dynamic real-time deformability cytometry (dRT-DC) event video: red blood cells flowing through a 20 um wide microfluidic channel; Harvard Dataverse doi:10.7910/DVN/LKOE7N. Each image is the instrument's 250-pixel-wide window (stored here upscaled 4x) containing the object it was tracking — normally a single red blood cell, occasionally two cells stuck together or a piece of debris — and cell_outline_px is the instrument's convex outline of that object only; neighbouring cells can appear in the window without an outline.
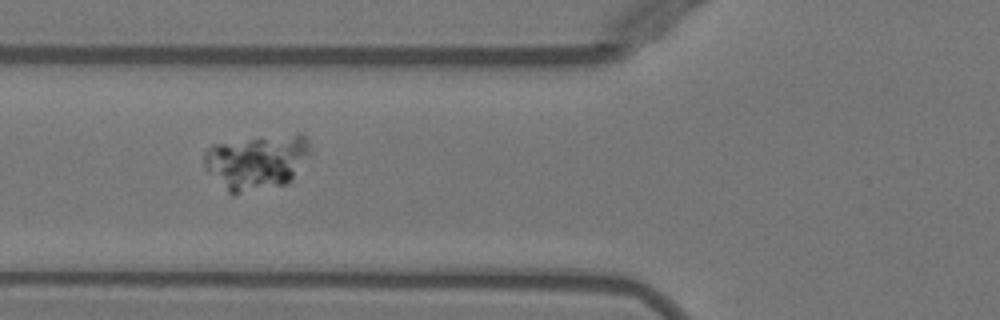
{"species": "Egyptian fruit bat (a non-hibernating species)", "species_latin": "Rousettus aegyptiacus", "temperature_condition": "warm", "stored_images_in_passage": 38, "camera_frame_rate_fps": 3000, "um_per_image_px": 0.085, "animal": {"sex": "female"}, "frame": {"image": 1, "passage_image": 6, "time_ms": 1.667, "image_size_px": [1000, 320], "cell_outline_px": [[308, 152], [288, 184], [232, 196], [204, 168], [204, 152], [212, 144], [296, 132], [300, 132], [308, 140]], "centroid_in_image_um": [21.77, 13.77], "position_along_channel_um": 104.0, "area_um2": 33.99}}
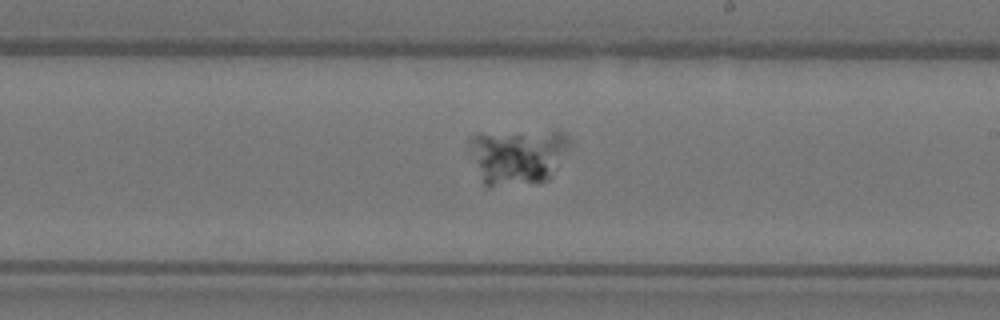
{"frame": {"image": 2, "passage_image": 17, "time_ms": 5.333, "image_size_px": [1000, 320], "cell_outline_px": [[568, 144], [548, 180], [536, 184], [488, 188], [484, 184], [468, 144], [468, 140], [476, 132], [564, 132], [568, 136]], "centroid_in_image_um": [43.92, 13.31], "position_along_channel_um": 245.1, "area_um2": 32.37}}
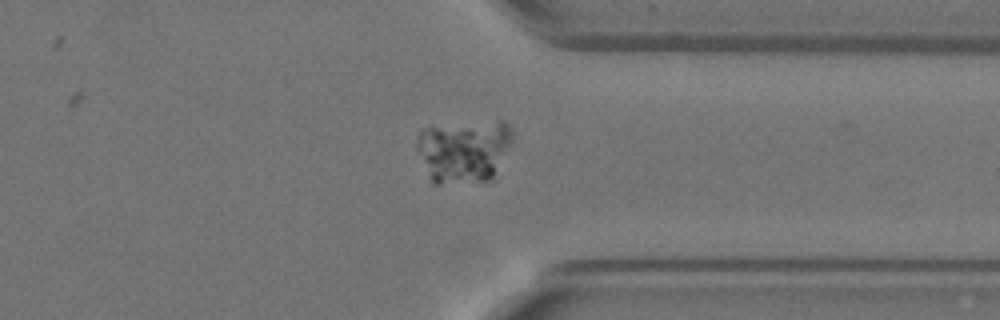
{"frame": {"image": 3, "passage_image": 27, "time_ms": 8.667, "image_size_px": [1000, 320], "cell_outline_px": [[512, 144], [492, 176], [488, 180], [440, 184], [432, 184], [416, 148], [416, 140], [420, 132], [424, 128], [500, 120], [504, 120], [508, 124], [512, 132]], "centroid_in_image_um": [39.42, 12.82], "position_along_channel_um": 372.0, "area_um2": 34.74}}